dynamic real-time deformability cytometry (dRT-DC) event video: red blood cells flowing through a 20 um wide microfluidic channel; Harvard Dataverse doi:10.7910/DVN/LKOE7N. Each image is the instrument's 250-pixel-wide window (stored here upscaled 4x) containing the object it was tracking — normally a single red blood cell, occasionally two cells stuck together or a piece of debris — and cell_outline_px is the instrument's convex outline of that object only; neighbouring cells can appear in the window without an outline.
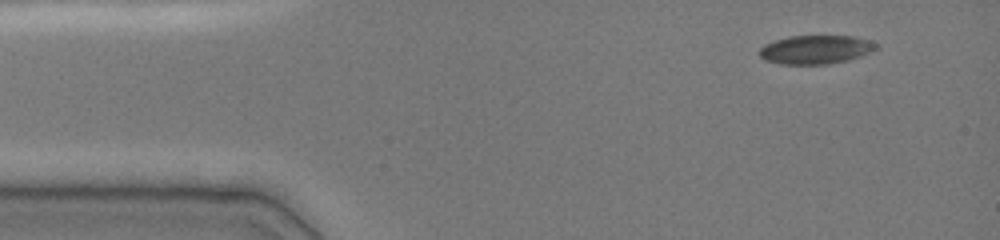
{"species": "common noctule bat (a hibernating species)", "species_latin": "Nyctalus noctula", "temperature_condition": "cold", "stored_images_in_passage": 33, "camera_frame_rate_fps": 3000, "um_per_image_px": 0.085, "animal": {"sex": "female", "body_mass_g": 19.0, "forearm_length_mm": 51.5}, "frame": {"image": 1, "passage_image": 1, "time_ms": 0.0, "image_size_px": [1000, 240], "cell_outline_px": [[880, 48], [860, 56], [848, 60], [828, 64], [780, 64], [764, 60], [760, 56], [760, 48], [764, 44], [788, 36], [852, 36], [868, 40], [880, 44]], "centroid_in_image_um": [69.36, 4.21], "position_along_channel_um": 15.6, "area_um2": 19.59}}
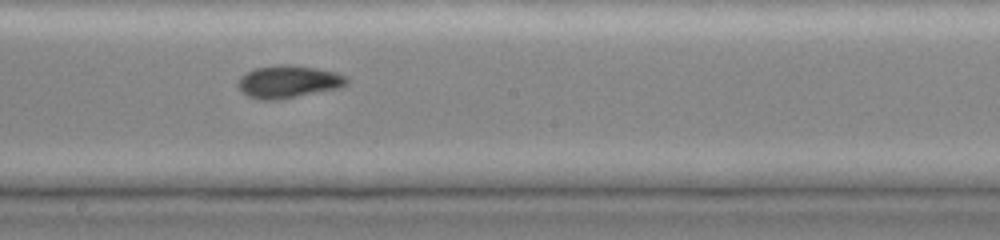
{"frame": {"image": 2, "passage_image": 15, "time_ms": 7.333, "image_size_px": [1000, 240], "cell_outline_px": [[348, 84], [340, 88], [280, 100], [260, 100], [248, 96], [240, 92], [236, 84], [240, 76], [244, 72], [256, 68], [276, 64], [292, 64], [316, 68], [336, 72], [348, 76]], "centroid_in_image_um": [24.49, 6.94], "position_along_channel_um": 223.7, "area_um2": 21.21}}
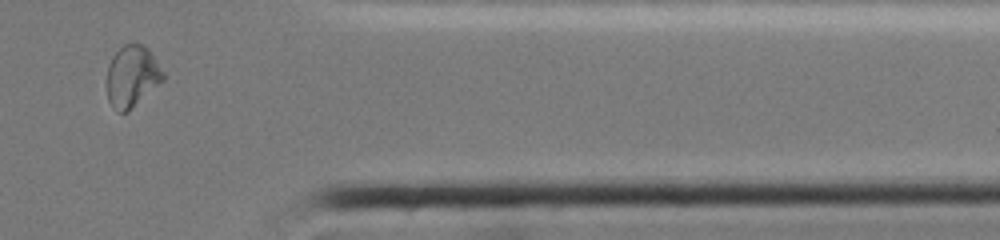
{"frame": {"image": 3, "passage_image": 28, "time_ms": 12.0, "image_size_px": [1000, 240], "cell_outline_px": [[164, 80], [128, 112], [120, 112], [112, 108], [108, 100], [108, 64], [112, 56], [124, 44], [140, 44], [148, 48], [164, 72]], "centroid_in_image_um": [11.23, 6.5], "position_along_channel_um": 400.2, "area_um2": 20.06}, "authors_computed_cell_mechanics": {"area_um2": 20.1722, "velocity_mm_per_s": 3.9612, "shape_relaxation_time_tau1_ms": null, "shape_relaxation_time_tau2_ms": 1.8317, "deformation_change_tau1": null, "deformation_change_tau2": 0.0576}}